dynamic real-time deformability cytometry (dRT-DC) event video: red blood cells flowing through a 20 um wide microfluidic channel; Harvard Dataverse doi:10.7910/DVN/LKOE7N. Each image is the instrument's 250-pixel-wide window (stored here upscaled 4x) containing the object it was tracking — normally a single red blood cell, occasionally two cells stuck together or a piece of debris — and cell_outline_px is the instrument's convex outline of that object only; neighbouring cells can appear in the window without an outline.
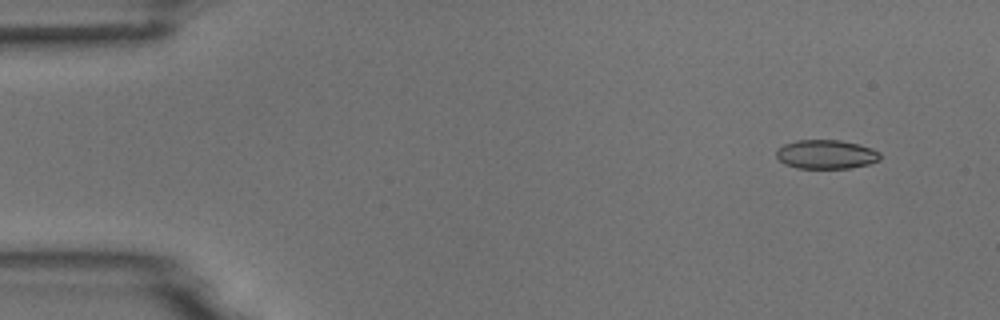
{"species": "common noctule bat (a hibernating species)", "species_latin": "Nyctalus noctula", "temperature_condition": "room temperature", "stored_images_in_passage": 6, "camera_frame_rate_fps": 3000, "um_per_image_px": 0.085, "animal": {"sex": "male", "body_mass_g": 18.8}, "frame": {"image": 1, "passage_image": 2, "time_ms": 1.333, "image_size_px": [1000, 320], "cell_outline_px": [[880, 160], [868, 164], [848, 168], [796, 168], [784, 164], [776, 156], [776, 152], [784, 144], [796, 140], [840, 140], [860, 144], [872, 148], [880, 152]], "centroid_in_image_um": [70.23, 13.11], "position_along_channel_um": 14.8, "area_um2": 17.57}}
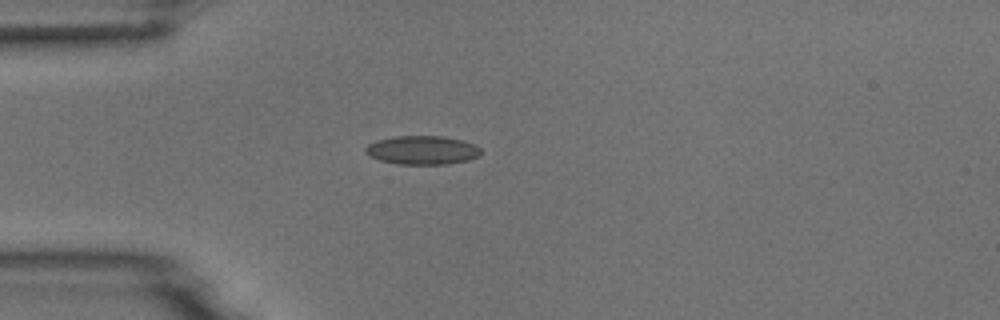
{"frame": {"image": 2, "passage_image": 5, "time_ms": 4.667, "image_size_px": [1000, 320], "cell_outline_px": [[480, 156], [468, 160], [448, 164], [400, 164], [380, 160], [368, 156], [364, 152], [364, 148], [368, 144], [376, 140], [396, 136], [444, 136], [464, 140], [476, 144], [480, 148]], "centroid_in_image_um": [35.9, 12.75], "position_along_channel_um": 49.1, "area_um2": 19.54}}